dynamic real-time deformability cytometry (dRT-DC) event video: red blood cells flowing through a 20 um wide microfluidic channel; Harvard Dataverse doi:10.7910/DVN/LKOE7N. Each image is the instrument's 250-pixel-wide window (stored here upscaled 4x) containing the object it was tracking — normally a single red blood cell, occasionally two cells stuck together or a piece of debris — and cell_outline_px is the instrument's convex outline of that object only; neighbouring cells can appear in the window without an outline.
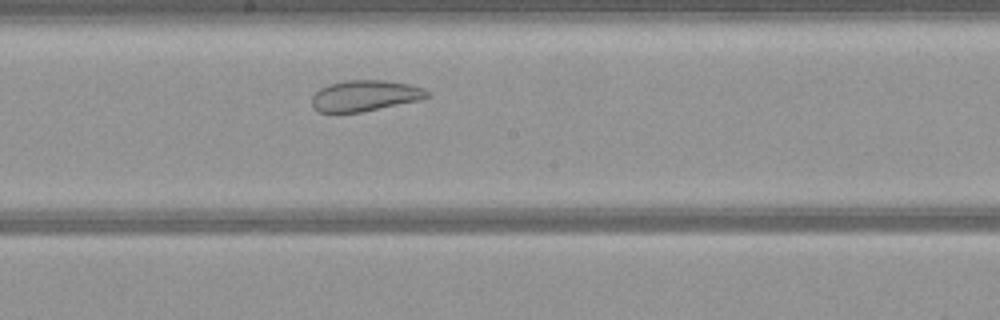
{"species": "common noctule bat (a hibernating species)", "species_latin": "Nyctalus noctula", "temperature_condition": "warm", "stored_images_in_passage": 43, "camera_frame_rate_fps": 3000, "um_per_image_px": 0.085, "animal": {"sex": "female", "body_mass_g": 21.9}, "frame": {"image": 1, "passage_image": 18, "time_ms": 5.667, "image_size_px": [1000, 320], "cell_outline_px": [[432, 96], [420, 100], [360, 112], [336, 116], [320, 112], [312, 108], [312, 96], [320, 88], [328, 84], [348, 80], [384, 80], [408, 84], [424, 88]], "centroid_in_image_um": [30.96, 8.17], "position_along_channel_um": 217.2, "area_um2": 21.33}}
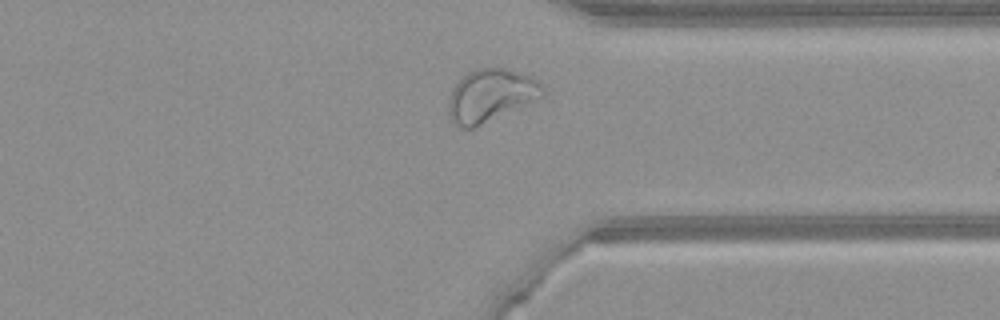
{"frame": {"image": 2, "passage_image": 30, "time_ms": 9.667, "image_size_px": [1000, 320], "cell_outline_px": [[544, 96], [472, 128], [460, 128], [452, 120], [448, 112], [448, 104], [452, 88], [468, 72], [476, 68], [504, 68], [528, 76], [536, 80], [544, 88]], "centroid_in_image_um": [41.68, 8.11], "position_along_channel_um": 369.7, "area_um2": 28.21}}